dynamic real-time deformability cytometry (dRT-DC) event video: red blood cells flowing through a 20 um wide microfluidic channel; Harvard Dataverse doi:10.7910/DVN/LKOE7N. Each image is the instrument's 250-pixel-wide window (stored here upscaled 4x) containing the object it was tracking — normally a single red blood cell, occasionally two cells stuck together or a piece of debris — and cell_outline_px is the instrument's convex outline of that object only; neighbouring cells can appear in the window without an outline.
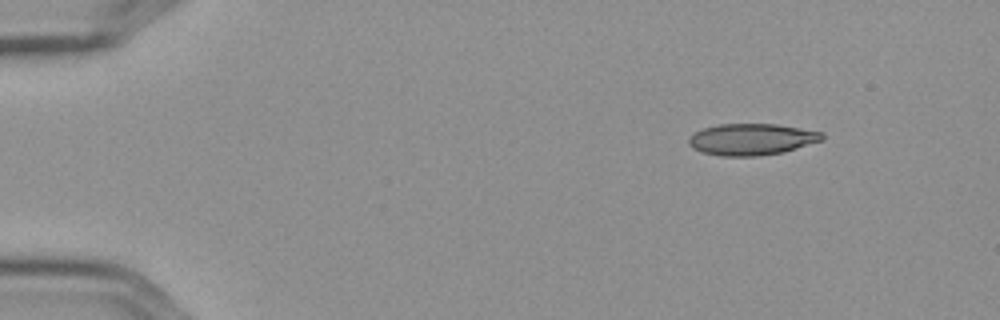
{"species": "Egyptian fruit bat (a non-hibernating species)", "species_latin": "Rousettus aegyptiacus", "temperature_condition": "cold", "stored_images_in_passage": 7, "camera_frame_rate_fps": 3000, "um_per_image_px": 0.085, "frame": {"image": 1, "passage_image": 1, "time_ms": 0.0, "image_size_px": [1000, 320], "cell_outline_px": [[824, 140], [784, 152], [756, 156], [724, 156], [704, 152], [692, 148], [688, 144], [688, 140], [696, 132], [704, 128], [720, 124], [776, 124], [824, 132]], "centroid_in_image_um": [63.94, 11.84], "position_along_channel_um": 21.1, "area_um2": 24.39}}
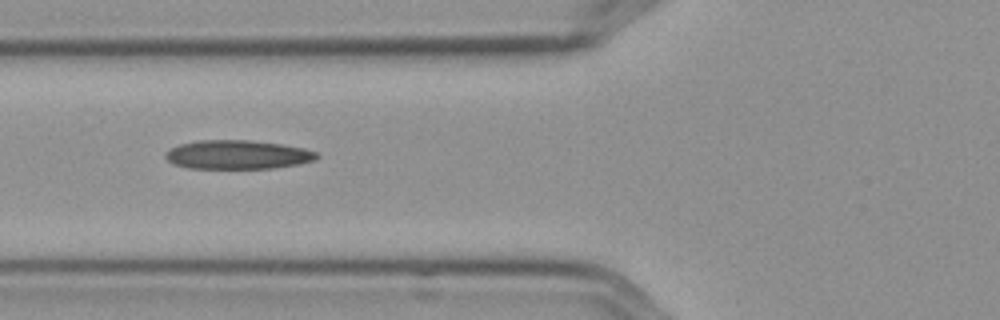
{"frame": {"image": 2, "passage_image": 5, "time_ms": 1.333, "image_size_px": [1000, 320], "cell_outline_px": [[320, 156], [316, 160], [300, 164], [276, 168], [188, 168], [172, 164], [164, 156], [164, 152], [180, 144], [196, 140], [248, 140], [280, 144], [304, 148], [316, 152]], "centroid_in_image_um": [20.19, 13.15], "position_along_channel_um": 105.6, "area_um2": 25.61}}
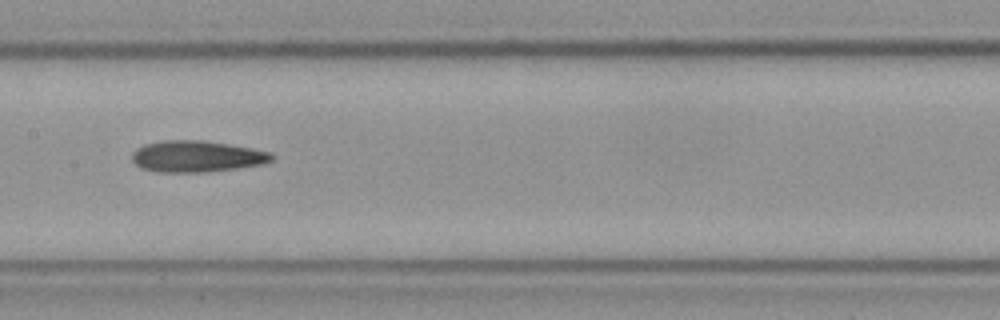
{"frame": {"image": 3, "passage_image": 7, "time_ms": 2.0, "image_size_px": [1000, 320], "cell_outline_px": [[276, 156], [272, 160], [264, 164], [236, 168], [204, 172], [156, 172], [144, 168], [136, 164], [132, 160], [132, 152], [136, 148], [144, 144], [164, 140], [204, 140], [252, 148], [272, 152]], "centroid_in_image_um": [16.74, 13.28], "position_along_channel_um": 190.7, "area_um2": 25.66}}